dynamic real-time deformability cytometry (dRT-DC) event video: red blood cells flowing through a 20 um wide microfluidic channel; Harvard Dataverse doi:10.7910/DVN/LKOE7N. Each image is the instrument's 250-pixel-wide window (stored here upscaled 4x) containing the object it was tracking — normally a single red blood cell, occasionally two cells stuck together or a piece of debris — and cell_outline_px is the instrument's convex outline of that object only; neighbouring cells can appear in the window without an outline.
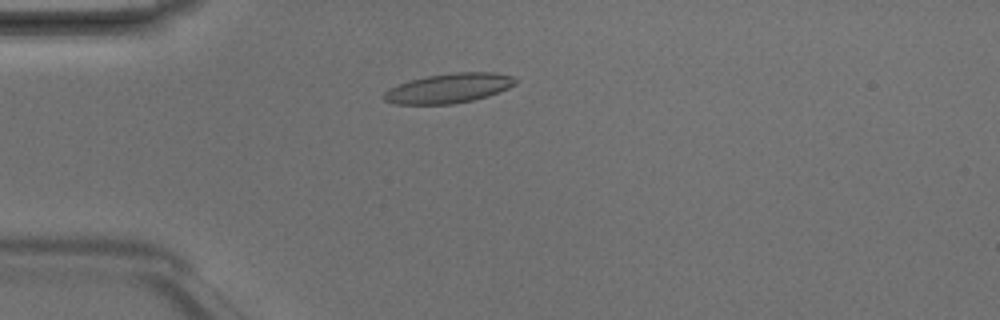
{"species": "Egyptian fruit bat (a non-hibernating species)", "species_latin": "Rousettus aegyptiacus", "temperature_condition": "room temperature", "stored_images_in_passage": 4, "camera_frame_rate_fps": 3000, "um_per_image_px": 0.085, "animal": {"sex": "male"}, "frame": {"image": 1, "passage_image": 4, "time_ms": 1.0, "image_size_px": [1000, 320], "cell_outline_px": [[520, 80], [516, 84], [508, 88], [488, 96], [472, 100], [452, 104], [392, 104], [384, 100], [384, 92], [400, 84], [412, 80], [428, 76], [452, 72], [496, 72], [512, 76]], "centroid_in_image_um": [38.21, 7.49], "position_along_channel_um": 46.8, "area_um2": 22.6}}